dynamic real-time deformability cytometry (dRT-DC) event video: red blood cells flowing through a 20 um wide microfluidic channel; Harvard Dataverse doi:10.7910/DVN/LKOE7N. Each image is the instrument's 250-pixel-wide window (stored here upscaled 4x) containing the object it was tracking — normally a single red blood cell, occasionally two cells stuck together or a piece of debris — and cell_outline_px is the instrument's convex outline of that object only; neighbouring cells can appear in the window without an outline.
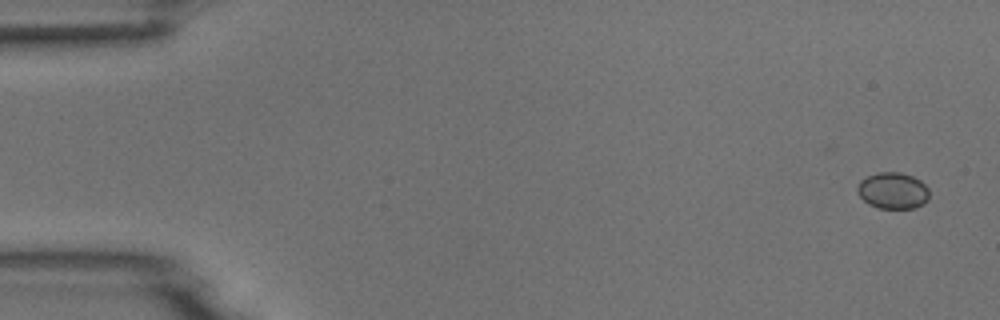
{"species": "common noctule bat (a hibernating species)", "species_latin": "Nyctalus noctula", "temperature_condition": "room temperature", "stored_images_in_passage": 5, "camera_frame_rate_fps": 3000, "um_per_image_px": 0.085, "animal": {"sex": "male", "body_mass_g": 18.8}, "frame": {"image": 1, "passage_image": 1, "time_ms": 0.0, "image_size_px": [1000, 320], "cell_outline_px": [[928, 200], [924, 204], [912, 208], [876, 208], [868, 204], [860, 196], [856, 188], [860, 180], [868, 176], [880, 172], [900, 172], [912, 176], [920, 180], [928, 188]], "centroid_in_image_um": [75.89, 16.21], "position_along_channel_um": 9.1, "area_um2": 15.26}}
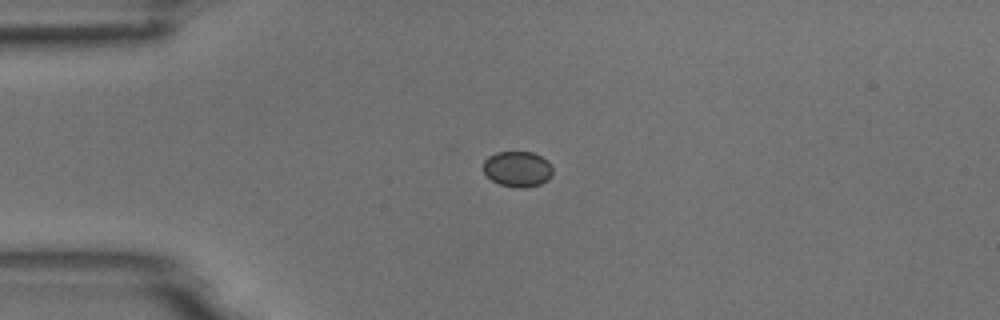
{"frame": {"image": 2, "passage_image": 4, "time_ms": 3.667, "image_size_px": [1000, 320], "cell_outline_px": [[552, 176], [548, 180], [540, 184], [524, 188], [520, 188], [500, 184], [492, 180], [484, 172], [484, 160], [488, 156], [496, 152], [532, 152], [540, 156], [552, 168]], "centroid_in_image_um": [43.98, 14.37], "position_along_channel_um": 41.0, "area_um2": 14.22}}